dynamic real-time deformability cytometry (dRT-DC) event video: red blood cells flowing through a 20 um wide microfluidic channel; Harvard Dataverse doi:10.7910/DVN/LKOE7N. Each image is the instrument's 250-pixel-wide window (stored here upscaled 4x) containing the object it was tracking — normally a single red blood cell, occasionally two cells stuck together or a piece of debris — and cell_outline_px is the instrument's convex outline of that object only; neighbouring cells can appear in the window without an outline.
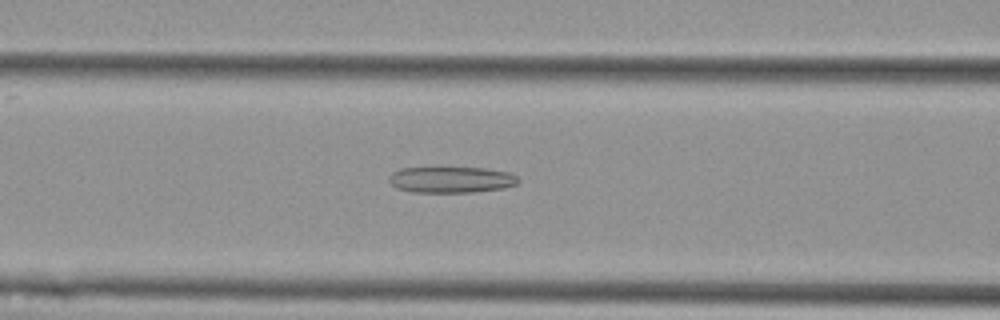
{"species": "Egyptian fruit bat (a non-hibernating species)", "species_latin": "Rousettus aegyptiacus", "temperature_condition": "cold", "stored_images_in_passage": 47, "camera_frame_rate_fps": 3000, "um_per_image_px": 0.085, "animal": {"sex": "female"}, "frame": {"image": 1, "passage_image": 14, "time_ms": 4.333, "image_size_px": [1000, 320], "cell_outline_px": [[520, 180], [516, 184], [504, 188], [472, 192], [412, 192], [396, 188], [388, 180], [388, 176], [392, 172], [400, 168], [484, 168], [508, 172], [516, 176]], "centroid_in_image_um": [38.32, 15.27], "position_along_channel_um": 128.3, "area_um2": 19.65}}
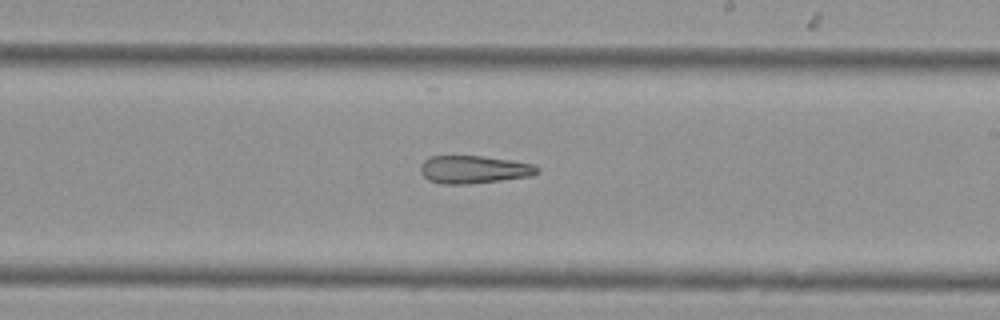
{"frame": {"image": 2, "passage_image": 24, "time_ms": 7.667, "image_size_px": [1000, 320], "cell_outline_px": [[540, 172], [532, 176], [468, 184], [440, 184], [428, 180], [420, 172], [420, 164], [424, 160], [432, 156], [484, 156], [512, 160], [532, 164], [540, 168]], "centroid_in_image_um": [40.28, 14.41], "position_along_channel_um": 248.7, "area_um2": 19.07}}
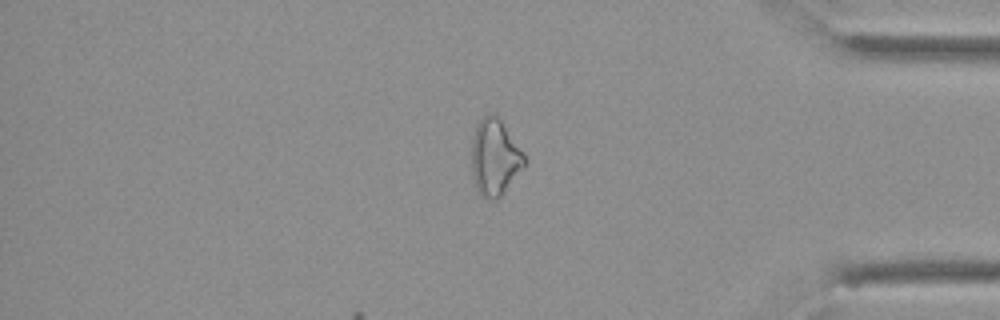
{"frame": {"image": 3, "passage_image": 38, "time_ms": 12.333, "image_size_px": [1000, 320], "cell_outline_px": [[528, 160], [524, 168], [500, 196], [496, 200], [488, 200], [480, 196], [472, 180], [472, 140], [476, 124], [488, 112], [496, 112], [500, 116], [524, 152]], "centroid_in_image_um": [42.08, 13.34], "position_along_channel_um": 393.1, "area_um2": 24.33}, "authors_computed_cell_mechanics": {"area_um2": 22.3108, "velocity_mm_per_s": 3.6311, "shape_relaxation_time_tau1_ms": null, "shape_relaxation_time_tau2_ms": 5.221, "deformation_change_tau1": null, "deformation_change_tau2": 0.179}}